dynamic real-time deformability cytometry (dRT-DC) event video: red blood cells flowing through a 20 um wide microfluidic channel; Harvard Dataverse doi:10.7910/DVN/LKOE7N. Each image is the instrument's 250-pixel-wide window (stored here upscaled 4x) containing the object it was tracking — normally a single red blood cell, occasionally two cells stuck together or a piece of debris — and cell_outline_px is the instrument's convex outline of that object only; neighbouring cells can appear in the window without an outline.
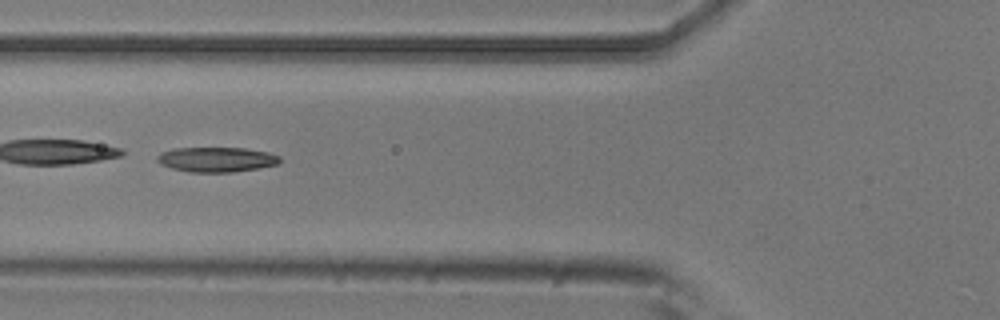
{"species": "common noctule bat (a hibernating species)", "species_latin": "Nyctalus noctula", "temperature_condition": "room temperature", "stored_images_in_passage": 7, "camera_frame_rate_fps": 3000, "um_per_image_px": 0.085, "animal": {"sex": "male", "body_mass_g": 20.5, "forearm_length_mm": 52.5}, "frame": {"image": 1, "passage_image": 5, "time_ms": 1.333, "image_size_px": [1000, 320], "cell_outline_px": [[280, 160], [276, 164], [256, 168], [232, 172], [188, 172], [172, 168], [160, 164], [156, 160], [156, 156], [160, 152], [172, 148], [244, 148], [268, 152], [280, 156]], "centroid_in_image_um": [18.34, 13.55], "position_along_channel_um": 107.5, "area_um2": 17.74}}